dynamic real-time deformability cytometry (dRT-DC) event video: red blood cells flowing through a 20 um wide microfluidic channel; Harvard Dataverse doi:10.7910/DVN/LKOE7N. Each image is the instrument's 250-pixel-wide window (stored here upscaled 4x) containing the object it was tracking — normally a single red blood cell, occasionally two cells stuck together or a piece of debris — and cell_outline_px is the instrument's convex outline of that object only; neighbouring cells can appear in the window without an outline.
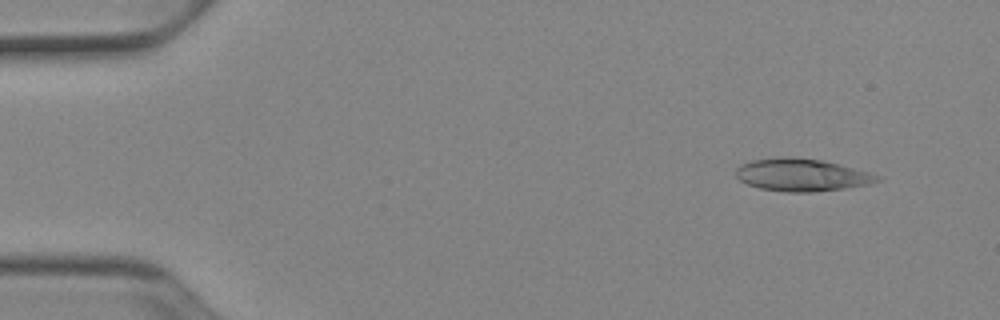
{"species": "Egyptian fruit bat (a non-hibernating species)", "species_latin": "Rousettus aegyptiacus", "temperature_condition": "cold", "stored_images_in_passage": 50, "camera_frame_rate_fps": 3000, "um_per_image_px": 0.085, "animal": {"sex": "female"}, "frame": {"image": 1, "passage_image": 4, "time_ms": 1.0, "image_size_px": [1000, 320], "cell_outline_px": [[880, 180], [868, 184], [844, 188], [816, 192], [788, 192], [760, 188], [748, 184], [740, 180], [736, 176], [736, 168], [740, 164], [752, 160], [784, 156], [792, 156], [820, 160], [840, 164], [868, 172], [880, 176]], "centroid_in_image_um": [68.12, 14.86], "position_along_channel_um": 16.9, "area_um2": 26.7}}
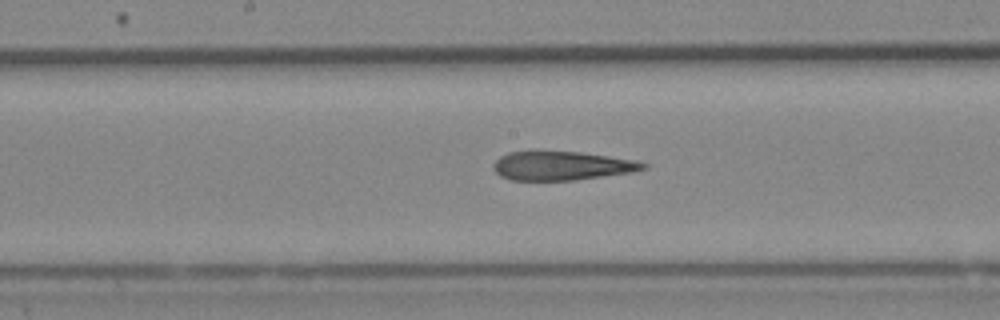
{"frame": {"image": 2, "passage_image": 26, "time_ms": 8.333, "image_size_px": [1000, 320], "cell_outline_px": [[648, 168], [632, 172], [576, 180], [512, 180], [500, 176], [492, 168], [492, 164], [500, 156], [508, 152], [532, 148], [580, 152], [636, 160], [648, 164]], "centroid_in_image_um": [47.69, 14.05], "position_along_channel_um": 200.5, "area_um2": 26.13}}
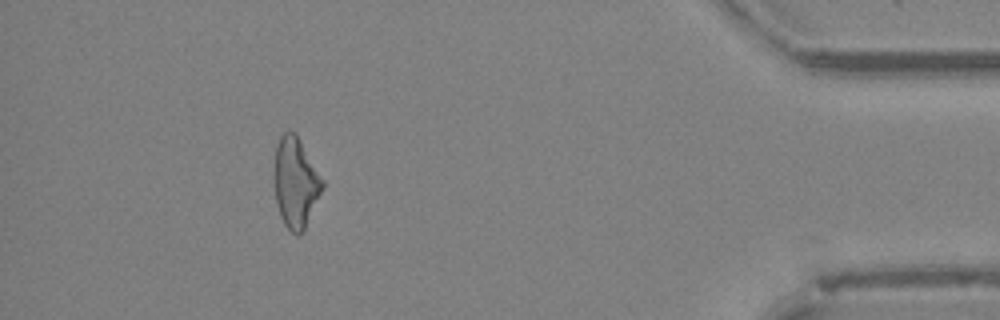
{"frame": {"image": 3, "passage_image": 46, "time_ms": 15.0, "image_size_px": [1000, 320], "cell_outline_px": [[324, 188], [304, 232], [300, 236], [296, 236], [284, 224], [280, 216], [276, 200], [276, 144], [280, 136], [288, 128], [296, 132], [324, 180]], "centroid_in_image_um": [25.17, 15.53], "position_along_channel_um": 410.0, "area_um2": 25.49}, "authors_computed_cell_mechanics": {"area_um2": 26.1256, "velocity_mm_per_s": 3.9337, "shape_relaxation_time_tau1_ms": 6.3373, "shape_relaxation_time_tau2_ms": 3.8266, "deformation_change_tau1": 0.1927, "deformation_change_tau2": 0.1642}}